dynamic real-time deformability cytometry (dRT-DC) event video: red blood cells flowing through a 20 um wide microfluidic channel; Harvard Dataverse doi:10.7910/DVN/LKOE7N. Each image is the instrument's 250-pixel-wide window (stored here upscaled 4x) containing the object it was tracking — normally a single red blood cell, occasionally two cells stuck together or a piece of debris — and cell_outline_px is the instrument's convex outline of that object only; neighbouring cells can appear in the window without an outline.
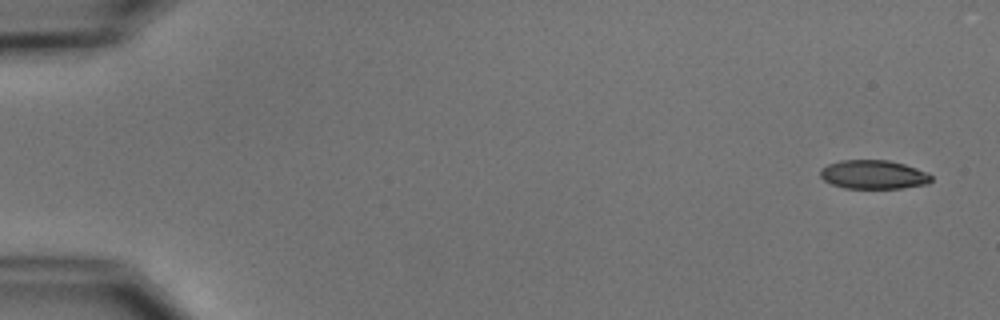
{"species": "common noctule bat (a hibernating species)", "species_latin": "Nyctalus noctula", "temperature_condition": "cold", "stored_images_in_passage": 5, "camera_frame_rate_fps": 3000, "um_per_image_px": 0.085, "animal": {"sex": "male", "body_mass_g": 15.6}, "frame": {"image": 1, "passage_image": 1, "time_ms": 0.0, "image_size_px": [1000, 320], "cell_outline_px": [[932, 180], [928, 184], [900, 188], [844, 188], [832, 184], [824, 180], [820, 176], [820, 168], [828, 164], [840, 160], [888, 160], [904, 164], [928, 172], [932, 176]], "centroid_in_image_um": [74.25, 14.83], "position_along_channel_um": 10.8, "area_um2": 18.73}}
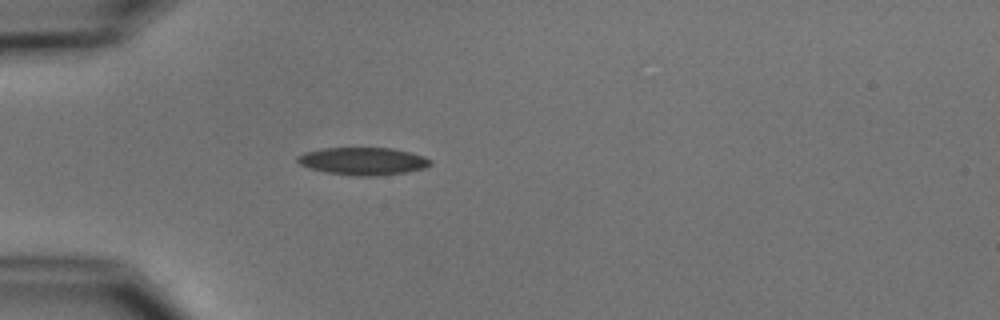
{"frame": {"image": 2, "passage_image": 5, "time_ms": 4.667, "image_size_px": [1000, 320], "cell_outline_px": [[432, 164], [424, 168], [404, 172], [376, 176], [356, 176], [324, 172], [300, 164], [296, 160], [296, 156], [304, 152], [324, 148], [392, 148], [424, 156], [432, 160]], "centroid_in_image_um": [30.85, 13.7], "position_along_channel_um": 54.2, "area_um2": 21.27}}